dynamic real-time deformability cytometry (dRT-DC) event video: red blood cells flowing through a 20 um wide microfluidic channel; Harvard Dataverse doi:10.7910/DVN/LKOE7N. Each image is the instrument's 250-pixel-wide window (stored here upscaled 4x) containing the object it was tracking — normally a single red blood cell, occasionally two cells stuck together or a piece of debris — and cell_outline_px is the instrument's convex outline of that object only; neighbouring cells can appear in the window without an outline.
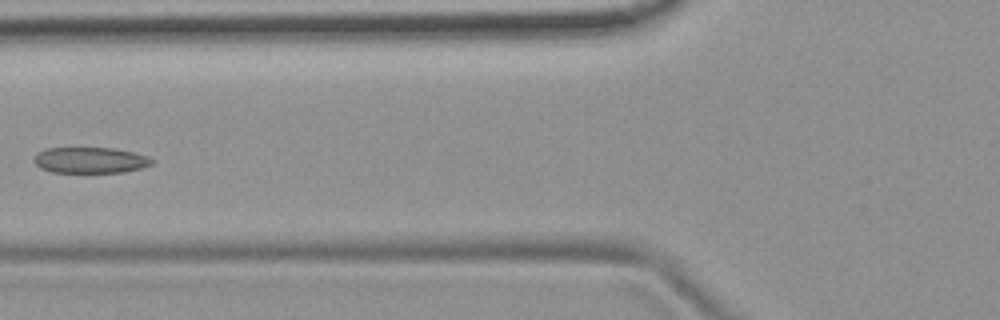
{"species": "common noctule bat (a hibernating species)", "species_latin": "Nyctalus noctula", "temperature_condition": "room temperature", "stored_images_in_passage": 6, "camera_frame_rate_fps": 3000, "um_per_image_px": 0.085, "animal": {"sex": "female", "body_mass_g": 19.9}, "frame": {"image": 1, "passage_image": 4, "time_ms": 1.0, "image_size_px": [1000, 320], "cell_outline_px": [[156, 160], [152, 164], [144, 168], [124, 172], [52, 172], [40, 168], [32, 160], [36, 152], [48, 148], [116, 148], [148, 156]], "centroid_in_image_um": [7.69, 13.61], "position_along_channel_um": 118.1, "area_um2": 18.03}}
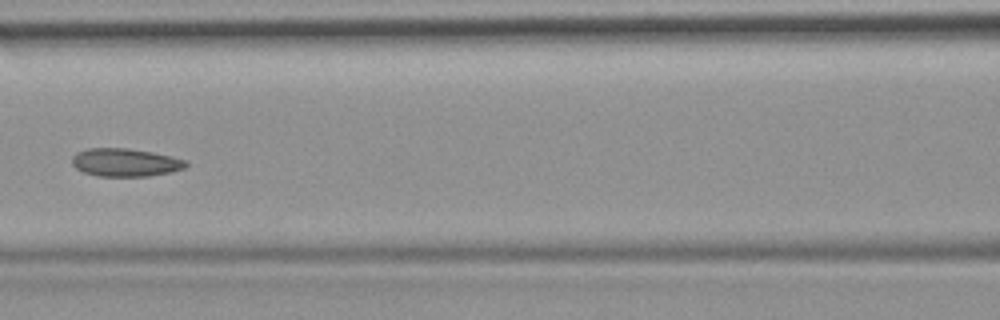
{"frame": {"image": 2, "passage_image": 5, "time_ms": 1.333, "image_size_px": [1000, 320], "cell_outline_px": [[188, 164], [184, 168], [172, 172], [148, 176], [100, 176], [84, 172], [76, 168], [72, 164], [72, 156], [76, 152], [88, 148], [128, 148], [152, 152], [172, 156], [188, 160]], "centroid_in_image_um": [10.67, 13.8], "position_along_channel_um": 155.9, "area_um2": 18.73}}
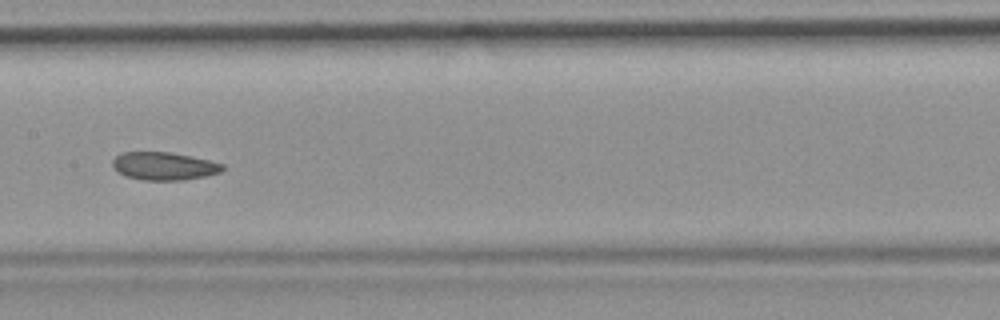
{"frame": {"image": 3, "passage_image": 6, "time_ms": 1.667, "image_size_px": [1000, 320], "cell_outline_px": [[224, 168], [220, 172], [204, 176], [184, 180], [140, 180], [124, 176], [112, 164], [112, 160], [120, 152], [168, 152], [208, 160], [224, 164]], "centroid_in_image_um": [13.91, 14.12], "position_along_channel_um": 193.5, "area_um2": 17.74}}